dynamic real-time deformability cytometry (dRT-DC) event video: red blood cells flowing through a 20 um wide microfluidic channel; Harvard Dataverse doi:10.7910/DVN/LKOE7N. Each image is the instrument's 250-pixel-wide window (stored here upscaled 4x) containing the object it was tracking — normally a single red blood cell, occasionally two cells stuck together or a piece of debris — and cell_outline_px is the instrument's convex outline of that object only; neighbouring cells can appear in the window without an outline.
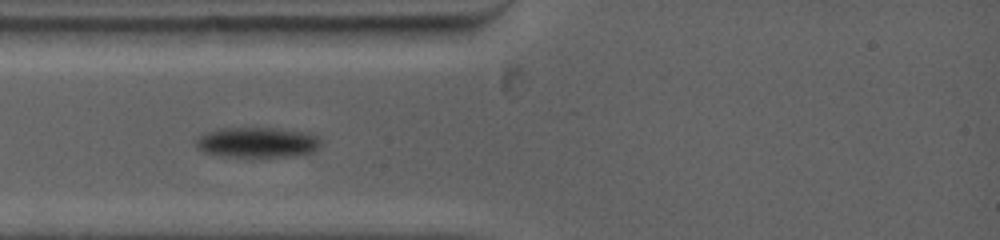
{"species": "common noctule bat (a hibernating species)", "species_latin": "Nyctalus noctula", "temperature_condition": "warm", "stored_images_in_passage": 6, "camera_frame_rate_fps": 5000, "um_per_image_px": 0.085, "animal": {"sex": "female", "body_mass_g": 19.0, "forearm_length_mm": 53.3}, "frame": {"image": 1, "passage_image": 1, "time_ms": 0.0, "image_size_px": [1000, 240], "cell_outline_px": [[324, 144], [312, 152], [288, 156], [228, 156], [204, 152], [196, 148], [196, 140], [204, 132], [216, 128], [272, 128], [308, 132], [320, 136]], "centroid_in_image_um": [21.91, 12.08], "position_along_channel_um": 63.1, "area_um2": 22.14}}
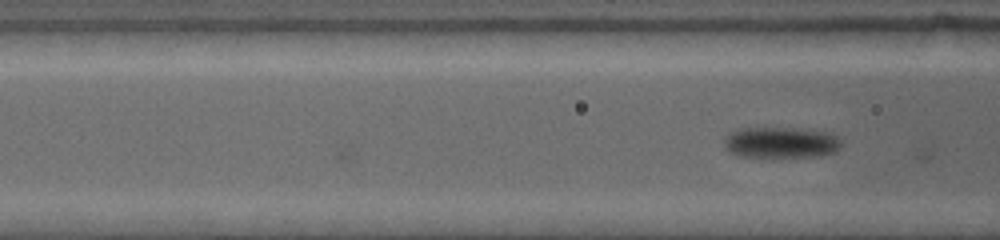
{"frame": {"image": 2, "passage_image": 6, "time_ms": 1.0, "image_size_px": [1000, 240], "cell_outline_px": [[840, 148], [836, 152], [816, 156], [740, 156], [728, 152], [724, 148], [724, 136], [728, 132], [740, 128], [800, 128], [828, 132], [836, 136], [840, 140]], "centroid_in_image_um": [66.33, 12.09], "position_along_channel_um": 100.3, "area_um2": 21.27}}